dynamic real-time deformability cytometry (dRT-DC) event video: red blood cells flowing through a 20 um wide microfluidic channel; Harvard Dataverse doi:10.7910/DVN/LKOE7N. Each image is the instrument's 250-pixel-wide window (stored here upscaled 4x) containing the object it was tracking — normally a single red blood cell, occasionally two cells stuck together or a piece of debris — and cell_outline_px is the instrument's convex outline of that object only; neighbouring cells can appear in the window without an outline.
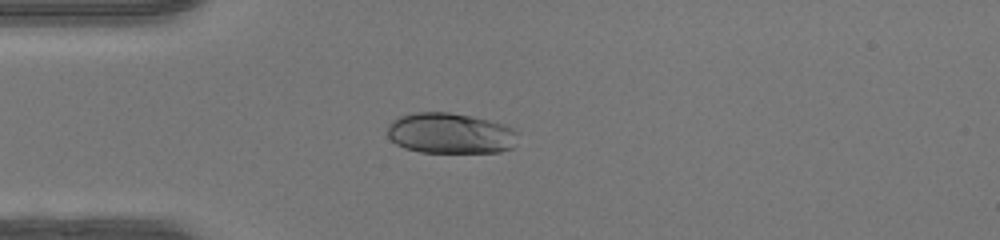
{"species": "human", "species_latin": "Homo sapiens", "temperature_condition": "warm", "stored_images_in_passage": 36, "camera_frame_rate_fps": 3000, "um_per_image_px": 0.085, "donor": {"sex": "female"}, "frame": {"image": 1, "passage_image": 1, "time_ms": 0.0, "image_size_px": [1000, 240], "cell_outline_px": [[512, 148], [500, 152], [420, 152], [404, 148], [396, 144], [388, 136], [388, 124], [392, 120], [400, 116], [416, 112], [448, 112], [472, 116], [504, 124], [512, 128]], "centroid_in_image_um": [38.19, 11.32], "position_along_channel_um": 46.8, "area_um2": 30.52}}
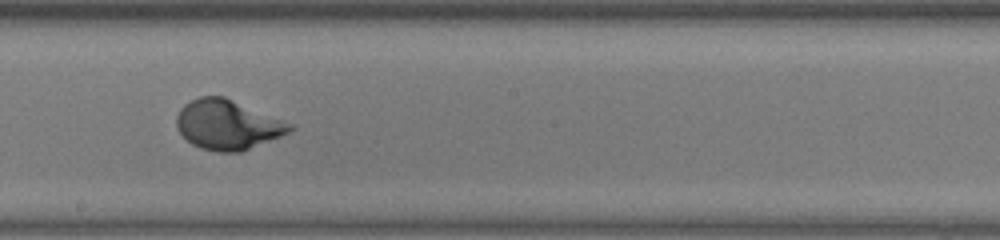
{"frame": {"image": 2, "passage_image": 15, "time_ms": 4.667, "image_size_px": [1000, 240], "cell_outline_px": [[296, 128], [280, 136], [240, 152], [216, 152], [200, 148], [192, 144], [176, 128], [176, 116], [180, 108], [184, 104], [200, 96], [224, 96], [296, 124]], "centroid_in_image_um": [19.36, 10.59], "position_along_channel_um": 228.8, "area_um2": 33.0}}
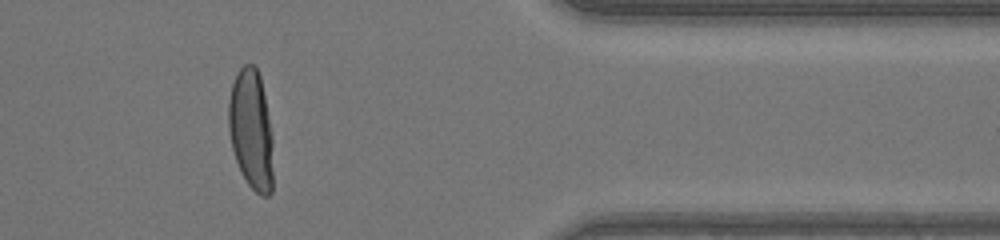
{"frame": {"image": 3, "passage_image": 28, "time_ms": 9.0, "image_size_px": [1000, 240], "cell_outline_px": [[272, 192], [268, 196], [260, 196], [248, 184], [236, 160], [232, 148], [228, 128], [228, 100], [232, 84], [240, 68], [244, 64], [252, 64], [256, 68], [260, 76], [272, 136]], "centroid_in_image_um": [21.34, 11.03], "position_along_channel_um": 390.1, "area_um2": 30.92}, "authors_computed_cell_mechanics": {"area_um2": 31.8189, "velocity_mm_per_s": 4.2612, "shape_relaxation_time_tau1_ms": 3.0157, "shape_relaxation_time_tau2_ms": null, "deformation_change_tau1": 0.2207, "deformation_change_tau2": null}}